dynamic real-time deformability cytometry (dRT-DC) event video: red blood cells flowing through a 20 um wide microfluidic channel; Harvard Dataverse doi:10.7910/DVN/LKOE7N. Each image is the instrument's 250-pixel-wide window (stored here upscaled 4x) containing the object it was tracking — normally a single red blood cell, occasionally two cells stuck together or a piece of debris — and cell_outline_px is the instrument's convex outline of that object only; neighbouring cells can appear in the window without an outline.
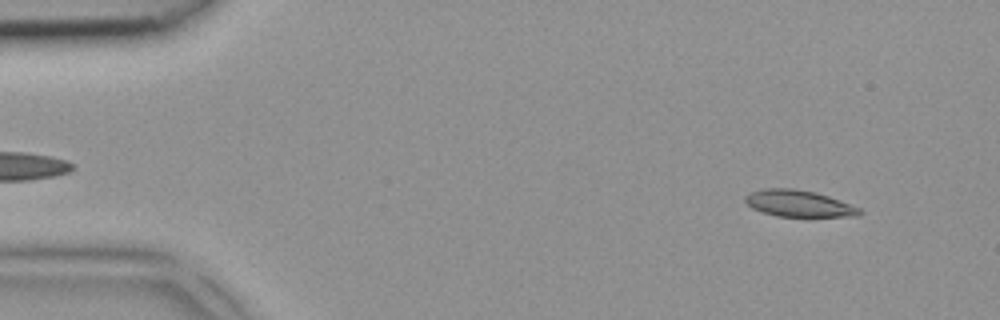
{"species": "common noctule bat (a hibernating species)", "species_latin": "Nyctalus noctula", "temperature_condition": "room temperature", "stored_images_in_passage": 4, "segment_of_instrument_passage": [1, 2], "camera_frame_rate_fps": 3000, "um_per_image_px": 0.085, "animal": {"sex": "female", "body_mass_g": 18.4}, "frame": {"image": 1, "passage_image": 1, "time_ms": 0.0, "image_size_px": [1000, 320], "cell_outline_px": [[864, 212], [860, 216], [776, 216], [752, 208], [744, 200], [744, 196], [752, 192], [764, 188], [792, 188], [816, 192], [840, 200], [860, 208]], "centroid_in_image_um": [67.91, 17.29], "position_along_channel_um": 17.1, "area_um2": 17.63}}